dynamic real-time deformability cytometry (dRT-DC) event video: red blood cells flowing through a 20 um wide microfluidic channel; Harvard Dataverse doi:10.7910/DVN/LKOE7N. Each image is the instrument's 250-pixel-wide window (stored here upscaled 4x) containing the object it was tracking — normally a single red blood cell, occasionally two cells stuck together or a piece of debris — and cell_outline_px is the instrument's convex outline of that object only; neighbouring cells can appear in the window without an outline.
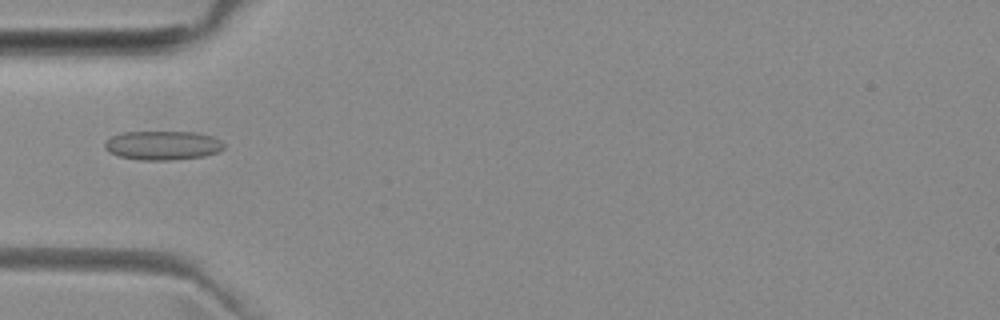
{"species": "common noctule bat (a hibernating species)", "species_latin": "Nyctalus noctula", "temperature_condition": "room temperature", "stored_images_in_passage": 4, "camera_frame_rate_fps": 3000, "um_per_image_px": 0.085, "animal": {"sex": "female", "body_mass_g": 29.2, "forearm_length_mm": 56.3}, "frame": {"image": 1, "passage_image": 3, "time_ms": 3.667, "image_size_px": [1000, 320], "cell_outline_px": [[224, 148], [216, 152], [204, 156], [168, 160], [140, 160], [120, 156], [108, 152], [104, 148], [104, 144], [112, 136], [124, 132], [196, 132], [212, 136], [220, 140], [224, 144]], "centroid_in_image_um": [13.82, 12.35], "position_along_channel_um": 71.2, "area_um2": 20.06}}
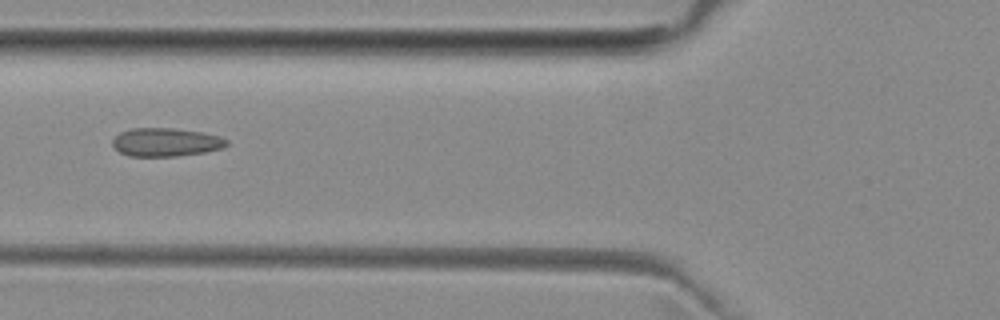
{"frame": {"image": 2, "passage_image": 4, "time_ms": 4.667, "image_size_px": [1000, 320], "cell_outline_px": [[228, 144], [220, 148], [204, 152], [176, 156], [128, 156], [120, 152], [112, 144], [112, 140], [120, 132], [132, 128], [172, 128], [200, 132], [220, 136], [228, 140]], "centroid_in_image_um": [14.08, 12.08], "position_along_channel_um": 111.7, "area_um2": 18.73}}